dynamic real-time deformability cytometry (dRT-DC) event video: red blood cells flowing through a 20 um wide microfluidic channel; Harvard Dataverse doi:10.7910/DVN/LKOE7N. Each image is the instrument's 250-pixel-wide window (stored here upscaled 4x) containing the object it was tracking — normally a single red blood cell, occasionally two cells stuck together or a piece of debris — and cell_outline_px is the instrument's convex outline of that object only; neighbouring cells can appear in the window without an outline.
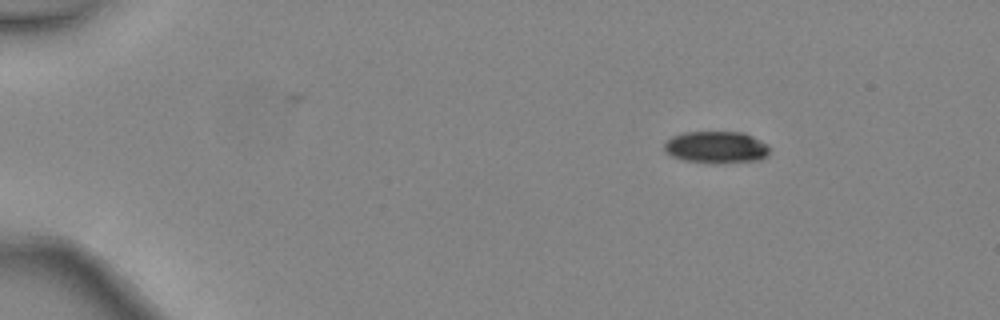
{"species": "common noctule bat (a hibernating species)", "species_latin": "Nyctalus noctula", "temperature_condition": "warm", "stored_images_in_passage": 4, "segment_of_instrument_passage": [1, 2], "camera_frame_rate_fps": 3000, "um_per_image_px": 0.085, "animal": {"sex": "female", "body_mass_g": 24.6, "forearm_length_mm": 56.2}, "frame": {"image": 1, "passage_image": 1, "time_ms": 0.0, "image_size_px": [1000, 320], "cell_outline_px": [[768, 156], [760, 160], [684, 160], [672, 156], [664, 152], [664, 140], [672, 136], [684, 132], [744, 132], [768, 144]], "centroid_in_image_um": [60.84, 12.45], "position_along_channel_um": 24.2, "area_um2": 18.84}}